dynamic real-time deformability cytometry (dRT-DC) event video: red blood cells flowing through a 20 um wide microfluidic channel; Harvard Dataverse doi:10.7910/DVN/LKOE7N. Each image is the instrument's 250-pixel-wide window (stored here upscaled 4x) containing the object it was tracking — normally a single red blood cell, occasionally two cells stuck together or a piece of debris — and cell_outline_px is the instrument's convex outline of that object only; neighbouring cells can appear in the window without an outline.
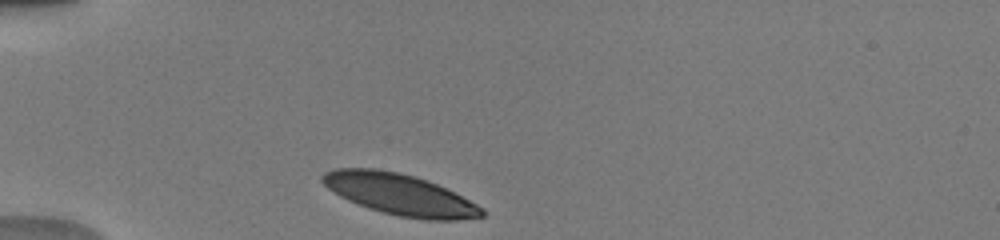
{"species": "human", "species_latin": "Homo sapiens", "temperature_condition": "warm", "stored_images_in_passage": 32, "camera_frame_rate_fps": 3000, "um_per_image_px": 0.085, "donor": {"sex": "male"}, "frame": {"image": 1, "passage_image": 1, "time_ms": 0.0, "image_size_px": [1000, 240], "cell_outline_px": [[484, 216], [460, 220], [424, 220], [400, 216], [368, 208], [348, 200], [340, 196], [328, 188], [320, 180], [320, 176], [324, 172], [336, 168], [376, 168], [400, 172], [416, 176], [428, 180], [484, 208]], "centroid_in_image_um": [33.95, 16.52], "position_along_channel_um": 51.0, "area_um2": 38.21}}
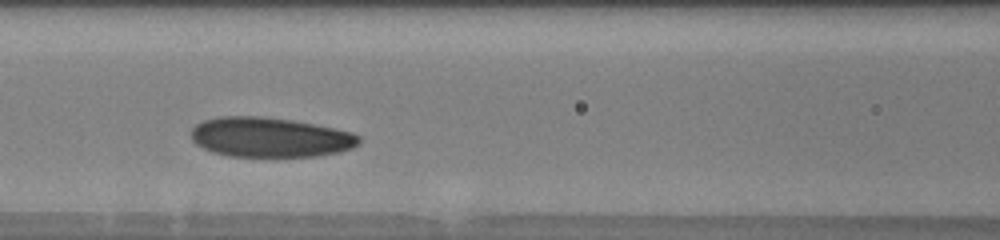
{"frame": {"image": 2, "passage_image": 10, "time_ms": 3.0, "image_size_px": [1000, 240], "cell_outline_px": [[360, 144], [352, 148], [340, 152], [316, 156], [228, 156], [212, 152], [196, 144], [192, 140], [192, 128], [196, 124], [204, 120], [216, 116], [260, 116], [292, 120], [352, 132], [360, 136]], "centroid_in_image_um": [22.94, 11.66], "position_along_channel_um": 143.7, "area_um2": 38.9}}
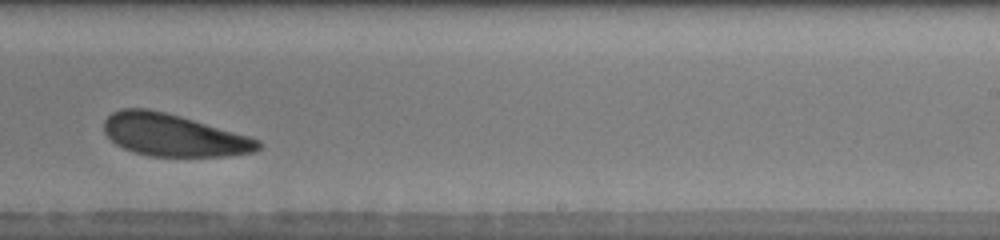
{"frame": {"image": 3, "passage_image": 20, "time_ms": 6.333, "image_size_px": [1000, 240], "cell_outline_px": [[260, 148], [252, 152], [228, 156], [148, 156], [132, 152], [116, 144], [104, 132], [104, 120], [112, 112], [120, 108], [148, 108], [180, 116], [248, 136], [260, 140]], "centroid_in_image_um": [14.7, 11.49], "position_along_channel_um": 274.3, "area_um2": 37.74}, "authors_computed_cell_mechanics": {"area_um2": 38.9572, "velocity_mm_per_s": 3.9255, "shape_relaxation_time_tau1_ms": 1.2704, "shape_relaxation_time_tau2_ms": null, "deformation_change_tau1": 0.073, "deformation_change_tau2": null}}